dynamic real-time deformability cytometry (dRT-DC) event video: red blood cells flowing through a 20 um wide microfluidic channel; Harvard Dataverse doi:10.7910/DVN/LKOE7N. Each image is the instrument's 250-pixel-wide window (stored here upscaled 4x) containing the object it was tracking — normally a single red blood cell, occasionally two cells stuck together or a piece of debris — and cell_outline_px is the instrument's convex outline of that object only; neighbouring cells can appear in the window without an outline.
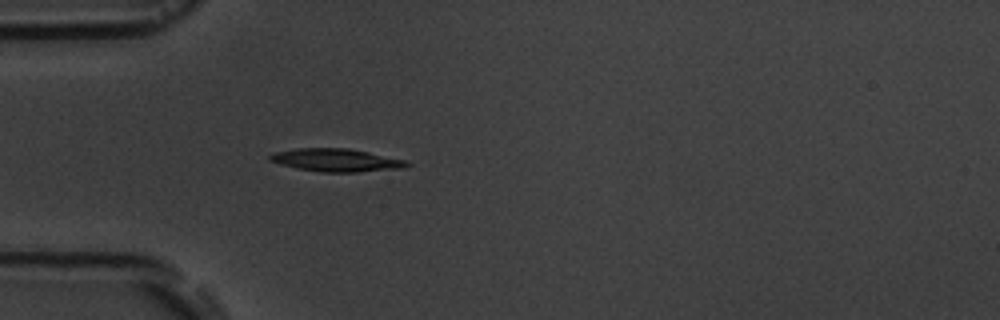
{"species": "common noctule bat (a hibernating species)", "species_latin": "Nyctalus noctula", "temperature_condition": "room temperature", "stored_images_in_passage": 2, "camera_frame_rate_fps": 3000, "um_per_image_px": 0.085, "animal": {"sex": "male", "body_mass_g": 19.5, "forearm_length_mm": 54.6}, "frame": {"image": 1, "passage_image": 2, "time_ms": 1.0, "image_size_px": [1000, 320], "cell_outline_px": [[412, 164], [404, 168], [356, 172], [320, 172], [296, 168], [280, 164], [268, 160], [268, 156], [276, 152], [296, 148], [348, 148], [368, 152], [404, 160]], "centroid_in_image_um": [28.56, 13.61], "position_along_channel_um": 56.4, "area_um2": 18.21}}